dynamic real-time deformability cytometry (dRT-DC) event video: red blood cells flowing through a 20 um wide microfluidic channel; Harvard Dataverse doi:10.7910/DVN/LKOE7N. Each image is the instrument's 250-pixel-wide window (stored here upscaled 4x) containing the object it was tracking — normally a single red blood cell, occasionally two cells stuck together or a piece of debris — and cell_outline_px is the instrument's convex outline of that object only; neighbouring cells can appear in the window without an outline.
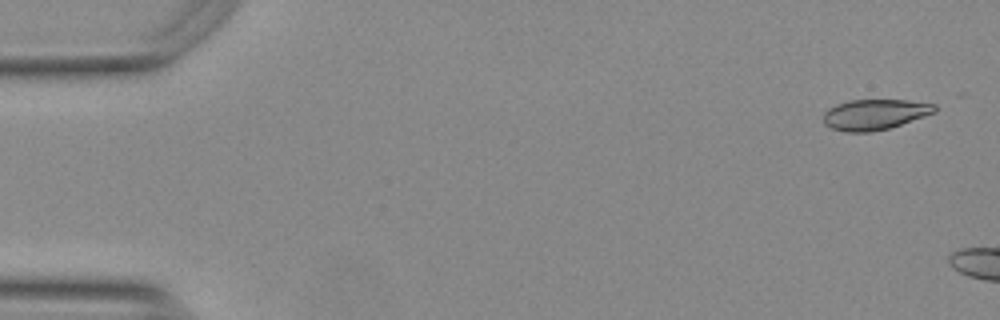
{"species": "Egyptian fruit bat (a non-hibernating species)", "species_latin": "Rousettus aegyptiacus", "temperature_condition": "warm", "stored_images_in_passage": 7, "camera_frame_rate_fps": 3000, "um_per_image_px": 0.085, "animal": {"sex": "female"}, "frame": {"image": 1, "passage_image": 3, "time_ms": 0.667, "image_size_px": [1000, 320], "cell_outline_px": [[936, 112], [888, 128], [872, 132], [844, 132], [832, 128], [824, 124], [824, 112], [828, 108], [836, 104], [848, 100], [908, 100], [936, 104]], "centroid_in_image_um": [74.33, 9.72], "position_along_channel_um": 10.7, "area_um2": 19.77}}